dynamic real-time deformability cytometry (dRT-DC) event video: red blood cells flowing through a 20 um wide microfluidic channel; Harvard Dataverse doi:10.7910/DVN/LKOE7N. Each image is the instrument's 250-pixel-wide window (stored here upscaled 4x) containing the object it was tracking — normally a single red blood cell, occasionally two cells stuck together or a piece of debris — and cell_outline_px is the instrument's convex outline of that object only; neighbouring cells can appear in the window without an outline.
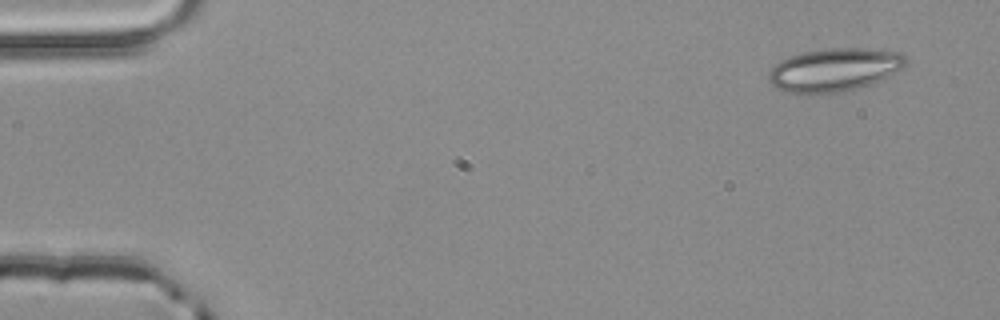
{"species": "common noctule bat (a hibernating species)", "species_latin": "Nyctalus noctula", "temperature_condition": "room temperature", "stored_images_in_passage": 3, "camera_frame_rate_fps": 3000, "um_per_image_px": 0.085, "animal": {"sex": "male", "body_mass_g": 20.4}, "frame": {"image": 1, "passage_image": 1, "time_ms": 0.0, "image_size_px": [1000, 320], "cell_outline_px": [[908, 64], [904, 68], [872, 84], [840, 92], [812, 96], [788, 92], [776, 88], [768, 80], [768, 72], [780, 60], [804, 52], [828, 48], [864, 48], [900, 52], [908, 60]], "centroid_in_image_um": [70.92, 5.96], "position_along_channel_um": 14.1, "area_um2": 34.97}}